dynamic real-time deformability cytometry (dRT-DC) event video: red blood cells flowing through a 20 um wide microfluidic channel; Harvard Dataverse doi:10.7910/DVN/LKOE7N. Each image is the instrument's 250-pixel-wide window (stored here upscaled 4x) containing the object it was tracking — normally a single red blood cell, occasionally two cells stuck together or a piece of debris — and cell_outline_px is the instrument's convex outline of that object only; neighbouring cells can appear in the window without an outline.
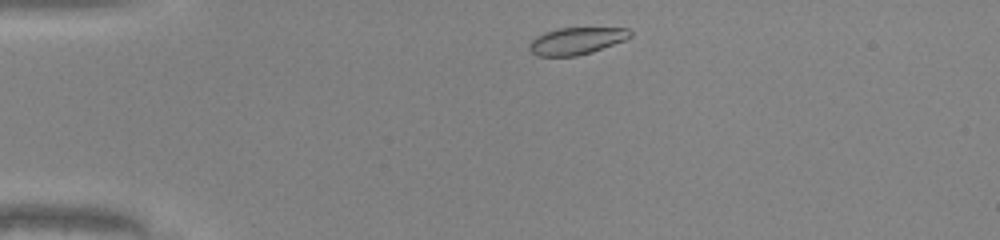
{"species": "common noctule bat (a hibernating species)", "species_latin": "Nyctalus noctula", "temperature_condition": "warm", "stored_images_in_passage": 40, "camera_frame_rate_fps": 3000, "um_per_image_px": 0.085, "animal": {"sex": "male", "body_mass_g": 20.0, "forearm_length_mm": 53.3}, "frame": {"image": 1, "passage_image": 2, "time_ms": 0.333, "image_size_px": [1000, 240], "cell_outline_px": [[632, 36], [624, 40], [592, 52], [576, 56], [536, 56], [528, 48], [528, 44], [536, 36], [544, 32], [560, 28], [628, 28], [632, 32]], "centroid_in_image_um": [48.98, 3.48], "position_along_channel_um": 36.0, "area_um2": 15.9}}
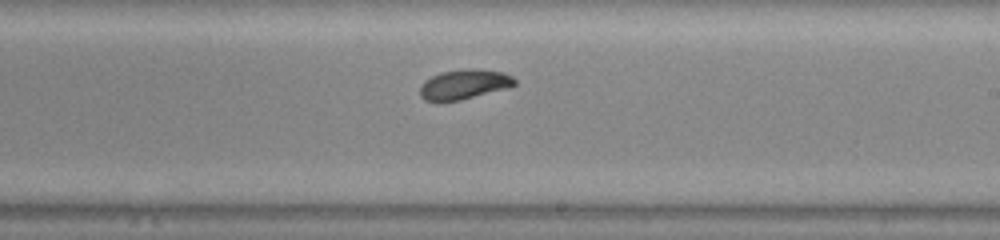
{"frame": {"image": 2, "passage_image": 21, "time_ms": 6.667, "image_size_px": [1000, 240], "cell_outline_px": [[516, 84], [504, 88], [460, 100], [424, 100], [420, 96], [420, 84], [424, 80], [440, 72], [504, 72], [512, 76], [516, 80]], "centroid_in_image_um": [39.38, 7.21], "position_along_channel_um": 249.6, "area_um2": 15.2}}
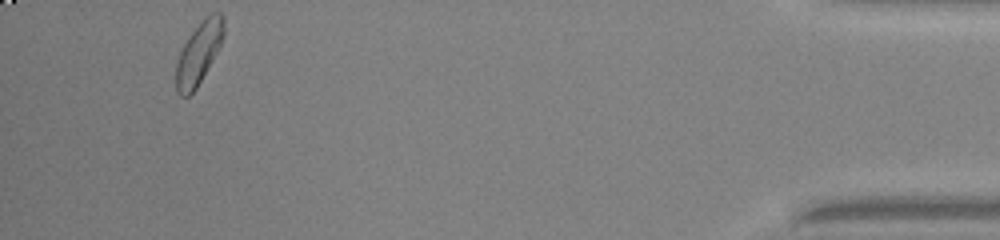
{"frame": {"image": 3, "passage_image": 38, "time_ms": 12.333, "image_size_px": [1000, 240], "cell_outline_px": [[224, 32], [220, 44], [212, 60], [196, 88], [188, 96], [180, 96], [176, 92], [176, 64], [180, 52], [184, 44], [192, 32], [212, 12], [220, 12], [224, 16]], "centroid_in_image_um": [16.88, 4.53], "position_along_channel_um": 418.3, "area_um2": 16.7}, "authors_computed_cell_mechanics": {"area_um2": 16.7042, "velocity_mm_per_s": 4.1642, "shape_relaxation_time_tau1_ms": 3.2566, "shape_relaxation_time_tau2_ms": null, "deformation_change_tau1": 0.1245, "deformation_change_tau2": null}}